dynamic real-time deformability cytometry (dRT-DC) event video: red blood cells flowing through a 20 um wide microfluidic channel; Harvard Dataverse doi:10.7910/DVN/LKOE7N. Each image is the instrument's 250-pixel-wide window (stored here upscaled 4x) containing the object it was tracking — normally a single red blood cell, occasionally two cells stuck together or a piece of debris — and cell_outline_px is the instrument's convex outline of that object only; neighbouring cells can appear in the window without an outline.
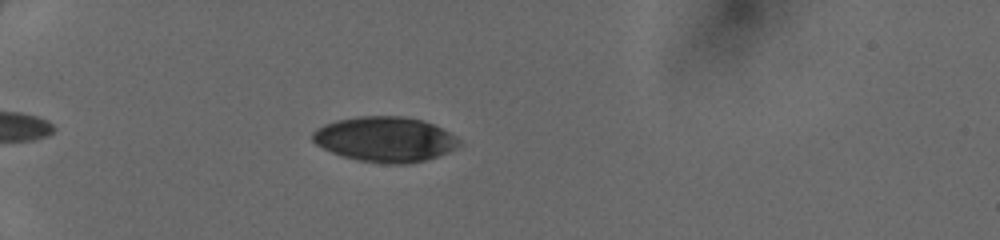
{"species": "human", "species_latin": "Homo sapiens", "temperature_condition": "cold", "stored_images_in_passage": 28, "camera_frame_rate_fps": 3000, "um_per_image_px": 0.085, "donor": {"sex": "female"}, "frame": {"image": 1, "passage_image": 3, "time_ms": 0.667, "image_size_px": [1000, 240], "cell_outline_px": [[460, 144], [456, 148], [448, 152], [424, 160], [408, 164], [388, 164], [360, 160], [340, 156], [316, 144], [312, 140], [312, 132], [316, 128], [324, 124], [336, 120], [360, 116], [400, 116], [420, 120], [432, 124], [456, 136], [460, 140]], "centroid_in_image_um": [32.7, 11.84], "position_along_channel_um": 52.3, "area_um2": 38.32}}
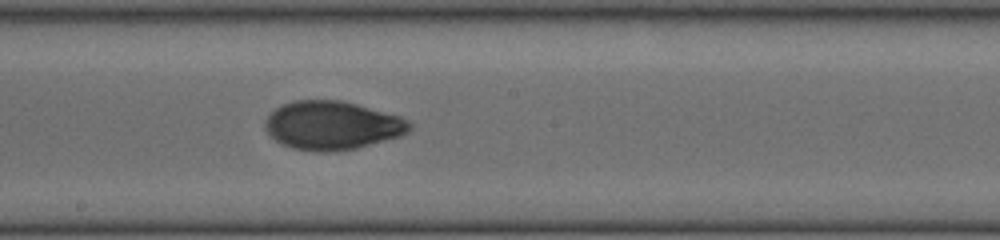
{"frame": {"image": 2, "passage_image": 17, "time_ms": 5.333, "image_size_px": [1000, 240], "cell_outline_px": [[412, 128], [408, 132], [400, 136], [356, 148], [324, 152], [320, 152], [292, 148], [280, 144], [264, 128], [264, 120], [276, 108], [284, 104], [296, 100], [340, 100], [356, 104], [400, 116], [408, 120], [412, 124]], "centroid_in_image_um": [28.23, 10.66], "position_along_channel_um": 220.0, "area_um2": 40.69}}
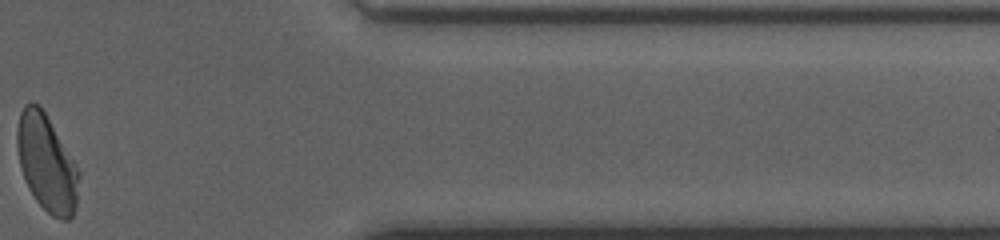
{"frame": {"image": 3, "passage_image": 27, "time_ms": 8.667, "image_size_px": [1000, 240], "cell_outline_px": [[80, 172], [76, 208], [72, 216], [68, 220], [64, 220], [52, 216], [36, 200], [28, 188], [20, 164], [16, 144], [16, 128], [20, 112], [24, 104], [36, 104], [44, 112], [76, 164]], "centroid_in_image_um": [3.97, 13.89], "position_along_channel_um": 407.4, "area_um2": 34.45}}